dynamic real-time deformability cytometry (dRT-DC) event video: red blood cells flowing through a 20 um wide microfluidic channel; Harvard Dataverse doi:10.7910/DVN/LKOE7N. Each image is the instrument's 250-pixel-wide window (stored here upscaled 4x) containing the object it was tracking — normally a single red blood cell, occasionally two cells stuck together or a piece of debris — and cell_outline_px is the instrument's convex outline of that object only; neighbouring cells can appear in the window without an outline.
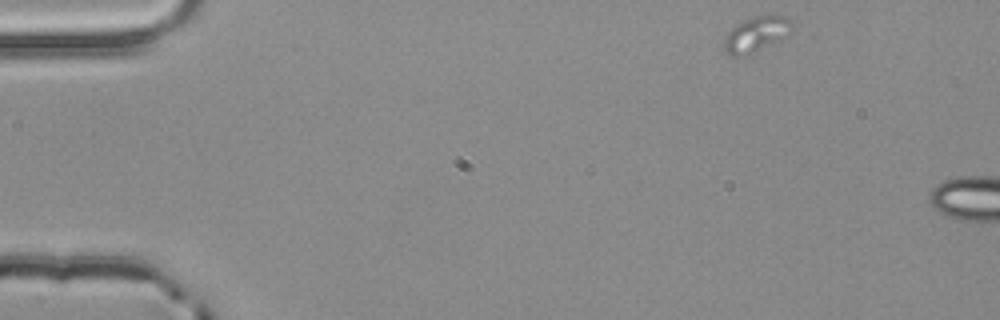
{"species": "common noctule bat (a hibernating species)", "species_latin": "Nyctalus noctula", "temperature_condition": "room temperature", "stored_images_in_passage": 5, "segment_of_instrument_passage": [1, 2], "camera_frame_rate_fps": 3000, "um_per_image_px": 0.085, "animal": {"sex": "male", "body_mass_g": 20.4}, "frame": {"image": 1, "passage_image": 1, "time_ms": 0.0, "image_size_px": [1000, 320], "cell_outline_px": [[792, 28], [780, 40], [744, 56], [732, 56], [724, 48], [724, 40], [728, 32], [732, 28], [744, 20], [756, 16], [772, 12], [788, 16], [792, 20]], "centroid_in_image_um": [64.33, 2.85], "position_along_channel_um": 20.7, "area_um2": 13.99}}